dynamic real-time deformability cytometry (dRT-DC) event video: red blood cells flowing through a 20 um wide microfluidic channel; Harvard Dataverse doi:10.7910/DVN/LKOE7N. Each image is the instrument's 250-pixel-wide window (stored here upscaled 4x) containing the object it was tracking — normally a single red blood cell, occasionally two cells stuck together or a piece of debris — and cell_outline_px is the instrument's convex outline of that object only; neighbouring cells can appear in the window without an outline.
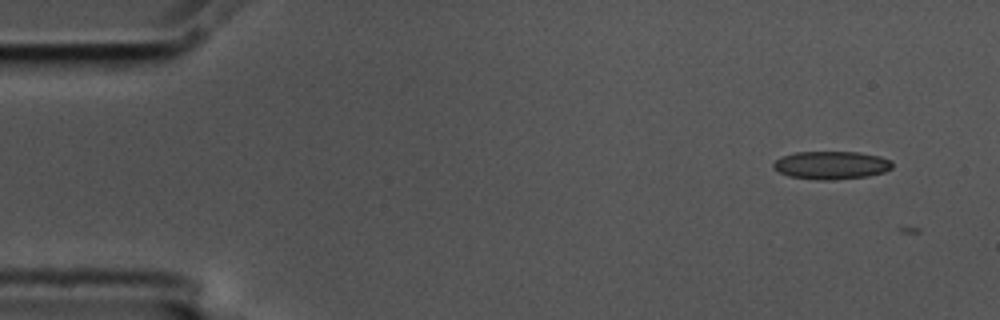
{"species": "common noctule bat (a hibernating species)", "species_latin": "Nyctalus noctula", "temperature_condition": "cold", "stored_images_in_passage": 2, "camera_frame_rate_fps": 3000, "um_per_image_px": 0.085, "animal": {"sex": "male", "body_mass_g": 17.5, "forearm_length_mm": 52.3}, "frame": {"image": 1, "passage_image": 1, "time_ms": 0.0, "image_size_px": [1000, 320], "cell_outline_px": [[892, 168], [884, 172], [868, 176], [832, 180], [816, 180], [788, 176], [772, 168], [772, 164], [780, 156], [796, 152], [860, 152], [880, 156], [892, 160]], "centroid_in_image_um": [70.65, 14.04], "position_along_channel_um": 14.3, "area_um2": 19.65}}